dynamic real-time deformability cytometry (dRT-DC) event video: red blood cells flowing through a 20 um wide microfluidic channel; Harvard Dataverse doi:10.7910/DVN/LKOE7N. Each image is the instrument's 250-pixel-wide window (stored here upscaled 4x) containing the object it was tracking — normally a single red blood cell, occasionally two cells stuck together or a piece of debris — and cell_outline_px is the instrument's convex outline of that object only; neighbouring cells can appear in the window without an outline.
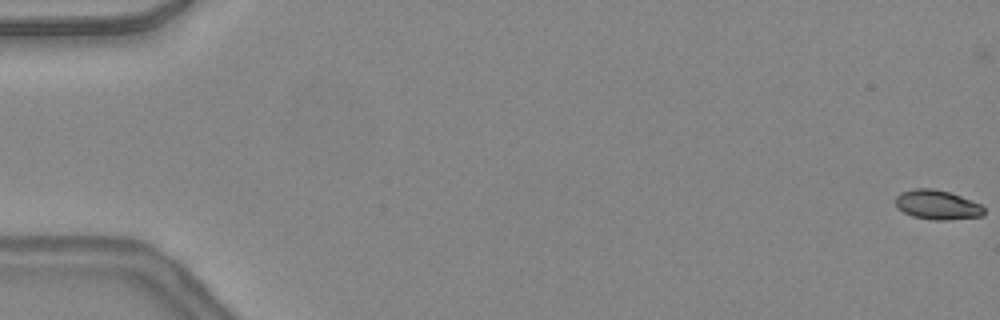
{"species": "common noctule bat (a hibernating species)", "species_latin": "Nyctalus noctula", "temperature_condition": "warm", "stored_images_in_passage": 48, "camera_frame_rate_fps": 3000, "um_per_image_px": 0.085, "animal": {"sex": "female", "body_mass_g": 24.6, "forearm_length_mm": 56.2}, "frame": {"image": 1, "passage_image": 1, "time_ms": 0.0, "image_size_px": [1000, 320], "cell_outline_px": [[984, 212], [980, 216], [948, 220], [932, 220], [912, 216], [896, 208], [896, 196], [900, 192], [916, 188], [932, 188], [948, 192], [960, 196], [980, 204], [984, 208]], "centroid_in_image_um": [79.62, 17.41], "position_along_channel_um": 5.4, "area_um2": 15.09}}
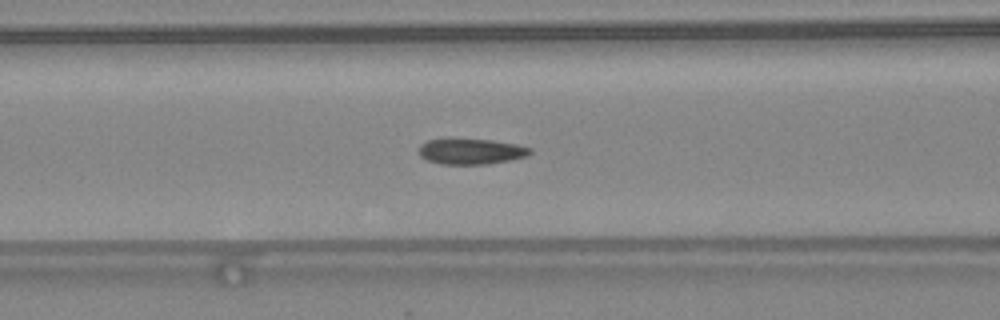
{"frame": {"image": 2, "passage_image": 21, "time_ms": 6.667, "image_size_px": [1000, 320], "cell_outline_px": [[532, 152], [528, 156], [508, 160], [484, 164], [440, 164], [428, 160], [420, 156], [420, 144], [428, 140], [448, 136], [492, 140], [516, 144], [532, 148]], "centroid_in_image_um": [40.0, 12.82], "position_along_channel_um": 126.6, "area_um2": 17.17}, "authors_computed_cell_mechanics": {"area_um2": 16.5597, "velocity_mm_per_s": 4.3888, "shape_relaxation_time_tau1_ms": 10.568, "shape_relaxation_time_tau2_ms": 2.2086, "deformation_change_tau1": 0.2417, "deformation_change_tau2": 0.0727}}